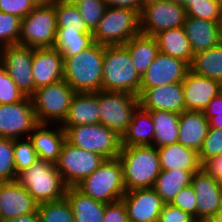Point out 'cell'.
Masks as SVG:
<instances>
[{"label": "cell", "instance_id": "obj_12", "mask_svg": "<svg viewBox=\"0 0 222 222\" xmlns=\"http://www.w3.org/2000/svg\"><path fill=\"white\" fill-rule=\"evenodd\" d=\"M140 16V33L155 36L161 31L183 26L186 9L172 0L152 2L143 6Z\"/></svg>", "mask_w": 222, "mask_h": 222}, {"label": "cell", "instance_id": "obj_42", "mask_svg": "<svg viewBox=\"0 0 222 222\" xmlns=\"http://www.w3.org/2000/svg\"><path fill=\"white\" fill-rule=\"evenodd\" d=\"M222 154V129L208 128L202 147L198 152L199 161L203 165L207 160Z\"/></svg>", "mask_w": 222, "mask_h": 222}, {"label": "cell", "instance_id": "obj_56", "mask_svg": "<svg viewBox=\"0 0 222 222\" xmlns=\"http://www.w3.org/2000/svg\"><path fill=\"white\" fill-rule=\"evenodd\" d=\"M172 1H176V2H178L179 4L183 5L186 0H172Z\"/></svg>", "mask_w": 222, "mask_h": 222}, {"label": "cell", "instance_id": "obj_23", "mask_svg": "<svg viewBox=\"0 0 222 222\" xmlns=\"http://www.w3.org/2000/svg\"><path fill=\"white\" fill-rule=\"evenodd\" d=\"M40 160L56 163L66 141L60 124H38L29 135Z\"/></svg>", "mask_w": 222, "mask_h": 222}, {"label": "cell", "instance_id": "obj_17", "mask_svg": "<svg viewBox=\"0 0 222 222\" xmlns=\"http://www.w3.org/2000/svg\"><path fill=\"white\" fill-rule=\"evenodd\" d=\"M122 200L127 209L129 222H158L165 204L153 187L126 191Z\"/></svg>", "mask_w": 222, "mask_h": 222}, {"label": "cell", "instance_id": "obj_31", "mask_svg": "<svg viewBox=\"0 0 222 222\" xmlns=\"http://www.w3.org/2000/svg\"><path fill=\"white\" fill-rule=\"evenodd\" d=\"M149 112L154 123L153 146L159 148L178 143L180 114L162 110Z\"/></svg>", "mask_w": 222, "mask_h": 222}, {"label": "cell", "instance_id": "obj_20", "mask_svg": "<svg viewBox=\"0 0 222 222\" xmlns=\"http://www.w3.org/2000/svg\"><path fill=\"white\" fill-rule=\"evenodd\" d=\"M32 75L34 92L64 77V59L55 48H33Z\"/></svg>", "mask_w": 222, "mask_h": 222}, {"label": "cell", "instance_id": "obj_35", "mask_svg": "<svg viewBox=\"0 0 222 222\" xmlns=\"http://www.w3.org/2000/svg\"><path fill=\"white\" fill-rule=\"evenodd\" d=\"M57 29L89 31L72 0H55Z\"/></svg>", "mask_w": 222, "mask_h": 222}, {"label": "cell", "instance_id": "obj_47", "mask_svg": "<svg viewBox=\"0 0 222 222\" xmlns=\"http://www.w3.org/2000/svg\"><path fill=\"white\" fill-rule=\"evenodd\" d=\"M102 222H129L127 209L122 199L105 204V213Z\"/></svg>", "mask_w": 222, "mask_h": 222}, {"label": "cell", "instance_id": "obj_6", "mask_svg": "<svg viewBox=\"0 0 222 222\" xmlns=\"http://www.w3.org/2000/svg\"><path fill=\"white\" fill-rule=\"evenodd\" d=\"M140 34V16L136 10L107 7L93 32L94 42L101 45H124Z\"/></svg>", "mask_w": 222, "mask_h": 222}, {"label": "cell", "instance_id": "obj_32", "mask_svg": "<svg viewBox=\"0 0 222 222\" xmlns=\"http://www.w3.org/2000/svg\"><path fill=\"white\" fill-rule=\"evenodd\" d=\"M195 172L197 171L162 170L156 178L153 188L165 204H170L180 190L191 185L192 176Z\"/></svg>", "mask_w": 222, "mask_h": 222}, {"label": "cell", "instance_id": "obj_48", "mask_svg": "<svg viewBox=\"0 0 222 222\" xmlns=\"http://www.w3.org/2000/svg\"><path fill=\"white\" fill-rule=\"evenodd\" d=\"M202 168L215 177L218 181V184L222 188V154L219 156H215L207 160L203 165Z\"/></svg>", "mask_w": 222, "mask_h": 222}, {"label": "cell", "instance_id": "obj_25", "mask_svg": "<svg viewBox=\"0 0 222 222\" xmlns=\"http://www.w3.org/2000/svg\"><path fill=\"white\" fill-rule=\"evenodd\" d=\"M208 128V120L202 111L185 110L179 116L178 143L199 152Z\"/></svg>", "mask_w": 222, "mask_h": 222}, {"label": "cell", "instance_id": "obj_49", "mask_svg": "<svg viewBox=\"0 0 222 222\" xmlns=\"http://www.w3.org/2000/svg\"><path fill=\"white\" fill-rule=\"evenodd\" d=\"M107 7H121L136 10L139 14L144 6V0H104Z\"/></svg>", "mask_w": 222, "mask_h": 222}, {"label": "cell", "instance_id": "obj_54", "mask_svg": "<svg viewBox=\"0 0 222 222\" xmlns=\"http://www.w3.org/2000/svg\"><path fill=\"white\" fill-rule=\"evenodd\" d=\"M207 222H222V207L218 210V213L210 218Z\"/></svg>", "mask_w": 222, "mask_h": 222}, {"label": "cell", "instance_id": "obj_38", "mask_svg": "<svg viewBox=\"0 0 222 222\" xmlns=\"http://www.w3.org/2000/svg\"><path fill=\"white\" fill-rule=\"evenodd\" d=\"M90 32H94L107 8L104 0H72Z\"/></svg>", "mask_w": 222, "mask_h": 222}, {"label": "cell", "instance_id": "obj_28", "mask_svg": "<svg viewBox=\"0 0 222 222\" xmlns=\"http://www.w3.org/2000/svg\"><path fill=\"white\" fill-rule=\"evenodd\" d=\"M65 198L69 202L75 222H102L105 203L85 196L75 187H67Z\"/></svg>", "mask_w": 222, "mask_h": 222}, {"label": "cell", "instance_id": "obj_5", "mask_svg": "<svg viewBox=\"0 0 222 222\" xmlns=\"http://www.w3.org/2000/svg\"><path fill=\"white\" fill-rule=\"evenodd\" d=\"M75 188L85 196L105 204L121 200L126 193V187L119 158L105 159Z\"/></svg>", "mask_w": 222, "mask_h": 222}, {"label": "cell", "instance_id": "obj_52", "mask_svg": "<svg viewBox=\"0 0 222 222\" xmlns=\"http://www.w3.org/2000/svg\"><path fill=\"white\" fill-rule=\"evenodd\" d=\"M208 124L210 128H215V129H222V115L221 116H214L210 117L208 119Z\"/></svg>", "mask_w": 222, "mask_h": 222}, {"label": "cell", "instance_id": "obj_22", "mask_svg": "<svg viewBox=\"0 0 222 222\" xmlns=\"http://www.w3.org/2000/svg\"><path fill=\"white\" fill-rule=\"evenodd\" d=\"M183 28L193 55L206 51L222 41V21H209L186 16Z\"/></svg>", "mask_w": 222, "mask_h": 222}, {"label": "cell", "instance_id": "obj_1", "mask_svg": "<svg viewBox=\"0 0 222 222\" xmlns=\"http://www.w3.org/2000/svg\"><path fill=\"white\" fill-rule=\"evenodd\" d=\"M104 45L94 43L88 49L64 60L63 79L76 93L102 90Z\"/></svg>", "mask_w": 222, "mask_h": 222}, {"label": "cell", "instance_id": "obj_2", "mask_svg": "<svg viewBox=\"0 0 222 222\" xmlns=\"http://www.w3.org/2000/svg\"><path fill=\"white\" fill-rule=\"evenodd\" d=\"M118 158L122 165L126 191L152 188L162 171L155 146L121 147Z\"/></svg>", "mask_w": 222, "mask_h": 222}, {"label": "cell", "instance_id": "obj_18", "mask_svg": "<svg viewBox=\"0 0 222 222\" xmlns=\"http://www.w3.org/2000/svg\"><path fill=\"white\" fill-rule=\"evenodd\" d=\"M139 105L148 111L162 110L181 114L185 111L182 83L140 88Z\"/></svg>", "mask_w": 222, "mask_h": 222}, {"label": "cell", "instance_id": "obj_11", "mask_svg": "<svg viewBox=\"0 0 222 222\" xmlns=\"http://www.w3.org/2000/svg\"><path fill=\"white\" fill-rule=\"evenodd\" d=\"M104 160L105 158L99 154L88 152L65 141L55 166L65 185L75 187L95 171Z\"/></svg>", "mask_w": 222, "mask_h": 222}, {"label": "cell", "instance_id": "obj_16", "mask_svg": "<svg viewBox=\"0 0 222 222\" xmlns=\"http://www.w3.org/2000/svg\"><path fill=\"white\" fill-rule=\"evenodd\" d=\"M191 185L196 194L197 222H207L222 207V188L203 168L193 174Z\"/></svg>", "mask_w": 222, "mask_h": 222}, {"label": "cell", "instance_id": "obj_19", "mask_svg": "<svg viewBox=\"0 0 222 222\" xmlns=\"http://www.w3.org/2000/svg\"><path fill=\"white\" fill-rule=\"evenodd\" d=\"M185 110L203 111L208 103L222 92L219 81L189 70L182 82Z\"/></svg>", "mask_w": 222, "mask_h": 222}, {"label": "cell", "instance_id": "obj_26", "mask_svg": "<svg viewBox=\"0 0 222 222\" xmlns=\"http://www.w3.org/2000/svg\"><path fill=\"white\" fill-rule=\"evenodd\" d=\"M161 170L199 171L202 165L198 152L180 143L157 148Z\"/></svg>", "mask_w": 222, "mask_h": 222}, {"label": "cell", "instance_id": "obj_4", "mask_svg": "<svg viewBox=\"0 0 222 222\" xmlns=\"http://www.w3.org/2000/svg\"><path fill=\"white\" fill-rule=\"evenodd\" d=\"M16 181L38 204L65 198L67 186L52 162L38 159L29 168L18 173Z\"/></svg>", "mask_w": 222, "mask_h": 222}, {"label": "cell", "instance_id": "obj_50", "mask_svg": "<svg viewBox=\"0 0 222 222\" xmlns=\"http://www.w3.org/2000/svg\"><path fill=\"white\" fill-rule=\"evenodd\" d=\"M204 117L208 120L210 117L222 115V92L214 97L208 106L202 111Z\"/></svg>", "mask_w": 222, "mask_h": 222}, {"label": "cell", "instance_id": "obj_41", "mask_svg": "<svg viewBox=\"0 0 222 222\" xmlns=\"http://www.w3.org/2000/svg\"><path fill=\"white\" fill-rule=\"evenodd\" d=\"M21 20L15 15L0 11V48L18 44Z\"/></svg>", "mask_w": 222, "mask_h": 222}, {"label": "cell", "instance_id": "obj_43", "mask_svg": "<svg viewBox=\"0 0 222 222\" xmlns=\"http://www.w3.org/2000/svg\"><path fill=\"white\" fill-rule=\"evenodd\" d=\"M25 97L0 64V104H13L22 101Z\"/></svg>", "mask_w": 222, "mask_h": 222}, {"label": "cell", "instance_id": "obj_14", "mask_svg": "<svg viewBox=\"0 0 222 222\" xmlns=\"http://www.w3.org/2000/svg\"><path fill=\"white\" fill-rule=\"evenodd\" d=\"M33 48L10 45L0 48V63L25 96L34 93L32 75Z\"/></svg>", "mask_w": 222, "mask_h": 222}, {"label": "cell", "instance_id": "obj_46", "mask_svg": "<svg viewBox=\"0 0 222 222\" xmlns=\"http://www.w3.org/2000/svg\"><path fill=\"white\" fill-rule=\"evenodd\" d=\"M158 222H197L194 217L171 204H164Z\"/></svg>", "mask_w": 222, "mask_h": 222}, {"label": "cell", "instance_id": "obj_40", "mask_svg": "<svg viewBox=\"0 0 222 222\" xmlns=\"http://www.w3.org/2000/svg\"><path fill=\"white\" fill-rule=\"evenodd\" d=\"M13 157L16 174L29 168L39 159L29 137L14 139Z\"/></svg>", "mask_w": 222, "mask_h": 222}, {"label": "cell", "instance_id": "obj_9", "mask_svg": "<svg viewBox=\"0 0 222 222\" xmlns=\"http://www.w3.org/2000/svg\"><path fill=\"white\" fill-rule=\"evenodd\" d=\"M57 20L55 6L35 7L21 20L18 45L32 48H53L56 41Z\"/></svg>", "mask_w": 222, "mask_h": 222}, {"label": "cell", "instance_id": "obj_13", "mask_svg": "<svg viewBox=\"0 0 222 222\" xmlns=\"http://www.w3.org/2000/svg\"><path fill=\"white\" fill-rule=\"evenodd\" d=\"M38 124L31 97L13 104H0V137L28 138Z\"/></svg>", "mask_w": 222, "mask_h": 222}, {"label": "cell", "instance_id": "obj_29", "mask_svg": "<svg viewBox=\"0 0 222 222\" xmlns=\"http://www.w3.org/2000/svg\"><path fill=\"white\" fill-rule=\"evenodd\" d=\"M154 37L160 52L191 65L194 55L183 26L161 31Z\"/></svg>", "mask_w": 222, "mask_h": 222}, {"label": "cell", "instance_id": "obj_27", "mask_svg": "<svg viewBox=\"0 0 222 222\" xmlns=\"http://www.w3.org/2000/svg\"><path fill=\"white\" fill-rule=\"evenodd\" d=\"M154 123L150 112L140 105L133 113L126 133L121 138V147L153 146Z\"/></svg>", "mask_w": 222, "mask_h": 222}, {"label": "cell", "instance_id": "obj_37", "mask_svg": "<svg viewBox=\"0 0 222 222\" xmlns=\"http://www.w3.org/2000/svg\"><path fill=\"white\" fill-rule=\"evenodd\" d=\"M40 222H75L71 206L66 198L38 204Z\"/></svg>", "mask_w": 222, "mask_h": 222}, {"label": "cell", "instance_id": "obj_7", "mask_svg": "<svg viewBox=\"0 0 222 222\" xmlns=\"http://www.w3.org/2000/svg\"><path fill=\"white\" fill-rule=\"evenodd\" d=\"M76 92L62 79L35 90L30 96L39 124H61Z\"/></svg>", "mask_w": 222, "mask_h": 222}, {"label": "cell", "instance_id": "obj_55", "mask_svg": "<svg viewBox=\"0 0 222 222\" xmlns=\"http://www.w3.org/2000/svg\"><path fill=\"white\" fill-rule=\"evenodd\" d=\"M157 1H162V0H144V5Z\"/></svg>", "mask_w": 222, "mask_h": 222}, {"label": "cell", "instance_id": "obj_36", "mask_svg": "<svg viewBox=\"0 0 222 222\" xmlns=\"http://www.w3.org/2000/svg\"><path fill=\"white\" fill-rule=\"evenodd\" d=\"M186 16L209 21H222V0H186Z\"/></svg>", "mask_w": 222, "mask_h": 222}, {"label": "cell", "instance_id": "obj_39", "mask_svg": "<svg viewBox=\"0 0 222 222\" xmlns=\"http://www.w3.org/2000/svg\"><path fill=\"white\" fill-rule=\"evenodd\" d=\"M14 139L0 137V183L16 181Z\"/></svg>", "mask_w": 222, "mask_h": 222}, {"label": "cell", "instance_id": "obj_53", "mask_svg": "<svg viewBox=\"0 0 222 222\" xmlns=\"http://www.w3.org/2000/svg\"><path fill=\"white\" fill-rule=\"evenodd\" d=\"M35 7L48 6L55 2V0H30Z\"/></svg>", "mask_w": 222, "mask_h": 222}, {"label": "cell", "instance_id": "obj_21", "mask_svg": "<svg viewBox=\"0 0 222 222\" xmlns=\"http://www.w3.org/2000/svg\"><path fill=\"white\" fill-rule=\"evenodd\" d=\"M38 203L17 181L0 183L1 221L36 212Z\"/></svg>", "mask_w": 222, "mask_h": 222}, {"label": "cell", "instance_id": "obj_3", "mask_svg": "<svg viewBox=\"0 0 222 222\" xmlns=\"http://www.w3.org/2000/svg\"><path fill=\"white\" fill-rule=\"evenodd\" d=\"M141 77L124 45H104L102 90L139 96Z\"/></svg>", "mask_w": 222, "mask_h": 222}, {"label": "cell", "instance_id": "obj_51", "mask_svg": "<svg viewBox=\"0 0 222 222\" xmlns=\"http://www.w3.org/2000/svg\"><path fill=\"white\" fill-rule=\"evenodd\" d=\"M1 222H40L38 212H33Z\"/></svg>", "mask_w": 222, "mask_h": 222}, {"label": "cell", "instance_id": "obj_33", "mask_svg": "<svg viewBox=\"0 0 222 222\" xmlns=\"http://www.w3.org/2000/svg\"><path fill=\"white\" fill-rule=\"evenodd\" d=\"M93 33L72 29H57L56 41L53 48L57 49L62 58L76 55L94 44Z\"/></svg>", "mask_w": 222, "mask_h": 222}, {"label": "cell", "instance_id": "obj_30", "mask_svg": "<svg viewBox=\"0 0 222 222\" xmlns=\"http://www.w3.org/2000/svg\"><path fill=\"white\" fill-rule=\"evenodd\" d=\"M124 46L132 58L137 73L142 77L159 52L156 38L140 33L132 37Z\"/></svg>", "mask_w": 222, "mask_h": 222}, {"label": "cell", "instance_id": "obj_34", "mask_svg": "<svg viewBox=\"0 0 222 222\" xmlns=\"http://www.w3.org/2000/svg\"><path fill=\"white\" fill-rule=\"evenodd\" d=\"M190 70L222 84V41L206 51L195 54Z\"/></svg>", "mask_w": 222, "mask_h": 222}, {"label": "cell", "instance_id": "obj_44", "mask_svg": "<svg viewBox=\"0 0 222 222\" xmlns=\"http://www.w3.org/2000/svg\"><path fill=\"white\" fill-rule=\"evenodd\" d=\"M170 204L190 214L197 221V201L192 185L180 190Z\"/></svg>", "mask_w": 222, "mask_h": 222}, {"label": "cell", "instance_id": "obj_15", "mask_svg": "<svg viewBox=\"0 0 222 222\" xmlns=\"http://www.w3.org/2000/svg\"><path fill=\"white\" fill-rule=\"evenodd\" d=\"M189 70L190 65L187 62L159 51L141 77V88L182 83Z\"/></svg>", "mask_w": 222, "mask_h": 222}, {"label": "cell", "instance_id": "obj_10", "mask_svg": "<svg viewBox=\"0 0 222 222\" xmlns=\"http://www.w3.org/2000/svg\"><path fill=\"white\" fill-rule=\"evenodd\" d=\"M138 106L139 97L134 94L100 90V124L113 130L122 138Z\"/></svg>", "mask_w": 222, "mask_h": 222}, {"label": "cell", "instance_id": "obj_8", "mask_svg": "<svg viewBox=\"0 0 222 222\" xmlns=\"http://www.w3.org/2000/svg\"><path fill=\"white\" fill-rule=\"evenodd\" d=\"M62 129L65 131L68 143L99 154L105 159L117 158L121 151V137L100 123L62 127Z\"/></svg>", "mask_w": 222, "mask_h": 222}, {"label": "cell", "instance_id": "obj_45", "mask_svg": "<svg viewBox=\"0 0 222 222\" xmlns=\"http://www.w3.org/2000/svg\"><path fill=\"white\" fill-rule=\"evenodd\" d=\"M35 6L30 0H0V11L24 19Z\"/></svg>", "mask_w": 222, "mask_h": 222}, {"label": "cell", "instance_id": "obj_24", "mask_svg": "<svg viewBox=\"0 0 222 222\" xmlns=\"http://www.w3.org/2000/svg\"><path fill=\"white\" fill-rule=\"evenodd\" d=\"M100 123L99 92L76 93L61 127Z\"/></svg>", "mask_w": 222, "mask_h": 222}]
</instances>
